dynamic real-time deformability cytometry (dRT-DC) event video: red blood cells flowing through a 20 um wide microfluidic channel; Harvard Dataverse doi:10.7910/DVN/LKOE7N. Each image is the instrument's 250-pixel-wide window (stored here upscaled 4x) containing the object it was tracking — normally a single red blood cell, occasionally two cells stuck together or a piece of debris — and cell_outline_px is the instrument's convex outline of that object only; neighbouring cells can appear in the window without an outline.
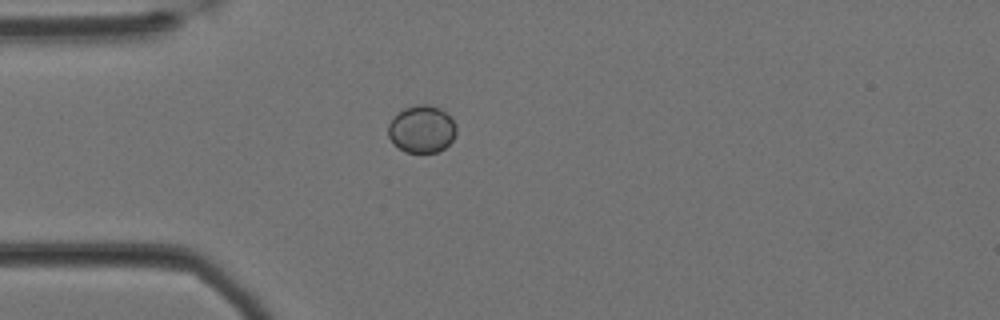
{"species": "Egyptian fruit bat (a non-hibernating species)", "species_latin": "Rousettus aegyptiacus", "temperature_condition": "cold", "stored_images_in_passage": 13, "camera_frame_rate_fps": 3000, "um_per_image_px": 0.085, "animal": {"sex": "female"}, "frame": {"image": 1, "passage_image": 1, "time_ms": 0.0, "image_size_px": [1000, 320], "cell_outline_px": [[456, 132], [452, 140], [444, 148], [436, 152], [404, 152], [388, 136], [388, 124], [404, 108], [420, 104], [428, 104], [440, 108], [456, 124]], "centroid_in_image_um": [35.86, 10.97], "position_along_channel_um": 49.1, "area_um2": 18.44}}
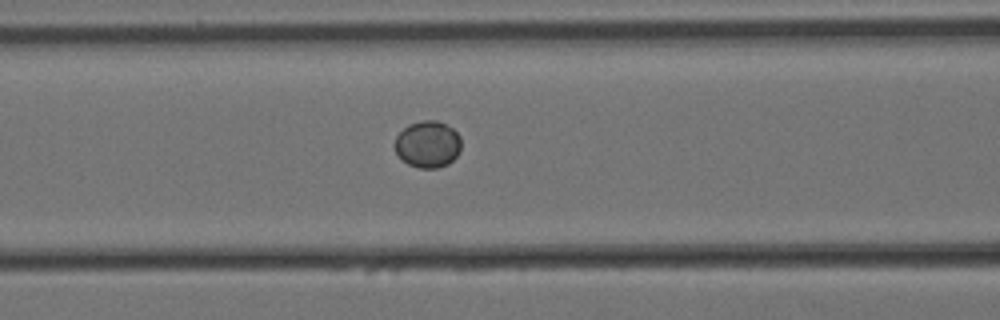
{"frame": {"image": 2, "passage_image": 9, "time_ms": 2.667, "image_size_px": [1000, 320], "cell_outline_px": [[460, 152], [448, 164], [436, 168], [420, 168], [408, 164], [396, 152], [396, 136], [408, 124], [424, 120], [436, 120], [452, 128], [460, 136]], "centroid_in_image_um": [36.37, 12.26], "position_along_channel_um": 130.2, "area_um2": 17.86}}
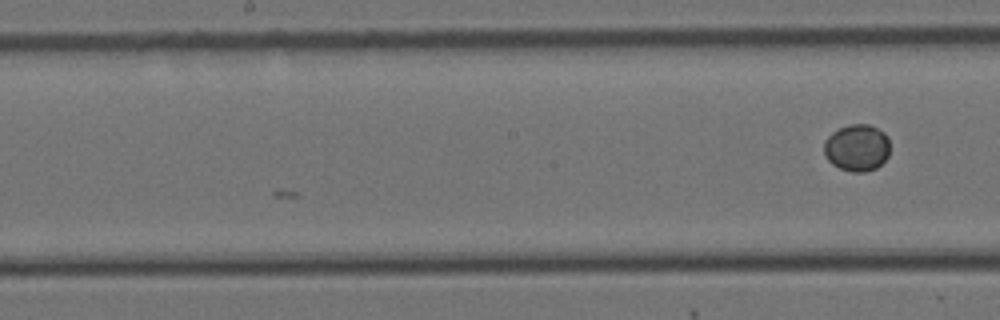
{"frame": {"image": 3, "passage_image": 13, "time_ms": 4.0, "image_size_px": [1000, 320], "cell_outline_px": [[888, 156], [876, 168], [864, 172], [852, 172], [840, 168], [832, 164], [824, 156], [824, 140], [832, 132], [848, 124], [868, 124], [884, 132], [888, 136]], "centroid_in_image_um": [72.82, 12.55], "position_along_channel_um": 175.4, "area_um2": 18.03}}